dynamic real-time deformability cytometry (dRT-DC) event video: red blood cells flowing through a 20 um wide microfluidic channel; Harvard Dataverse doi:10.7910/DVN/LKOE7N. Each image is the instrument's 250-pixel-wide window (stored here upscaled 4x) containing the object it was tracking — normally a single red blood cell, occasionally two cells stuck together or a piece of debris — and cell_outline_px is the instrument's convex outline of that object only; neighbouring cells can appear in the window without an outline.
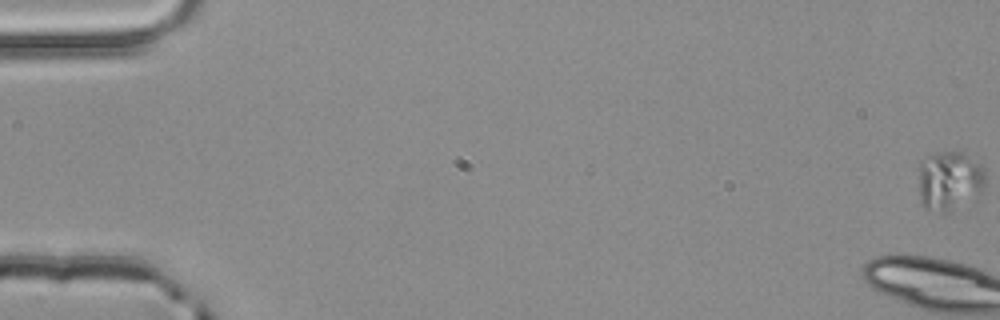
{"species": "common noctule bat (a hibernating species)", "species_latin": "Nyctalus noctula", "temperature_condition": "room temperature", "stored_images_in_passage": 5, "camera_frame_rate_fps": 3000, "um_per_image_px": 0.085, "animal": {"sex": "male", "body_mass_g": 20.4}, "frame": {"image": 1, "passage_image": 1, "time_ms": 0.0, "image_size_px": [1000, 320], "cell_outline_px": [[984, 192], [980, 196], [944, 212], [928, 208], [920, 200], [920, 164], [932, 156], [944, 152], [960, 152], [980, 164], [984, 168]], "centroid_in_image_um": [80.77, 15.37], "position_along_channel_um": 4.2, "area_um2": 22.31}}